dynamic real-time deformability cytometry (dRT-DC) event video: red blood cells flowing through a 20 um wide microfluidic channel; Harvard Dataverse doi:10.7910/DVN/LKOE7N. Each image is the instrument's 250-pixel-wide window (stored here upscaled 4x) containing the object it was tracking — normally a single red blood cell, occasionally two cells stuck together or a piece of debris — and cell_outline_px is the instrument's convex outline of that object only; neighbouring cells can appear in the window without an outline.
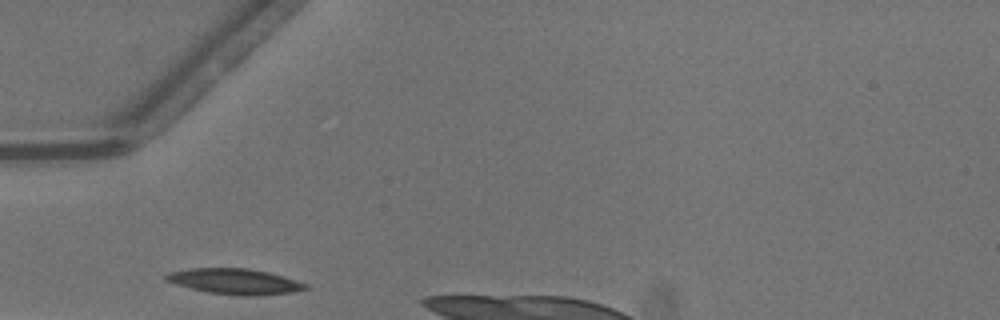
{"species": "common noctule bat (a hibernating species)", "species_latin": "Nyctalus noctula", "temperature_condition": "warm", "stored_images_in_passage": 7, "camera_frame_rate_fps": 3000, "um_per_image_px": 0.085, "animal": {"sex": "male", "body_mass_g": 13.3}, "frame": {"image": 1, "passage_image": 1, "time_ms": 0.0, "image_size_px": [1000, 320], "cell_outline_px": [[308, 288], [288, 292], [244, 296], [240, 296], [208, 292], [176, 284], [164, 280], [164, 276], [168, 272], [192, 268], [248, 268], [268, 272], [304, 284]], "centroid_in_image_um": [19.83, 23.91], "position_along_channel_um": 65.2, "area_um2": 20.17}}
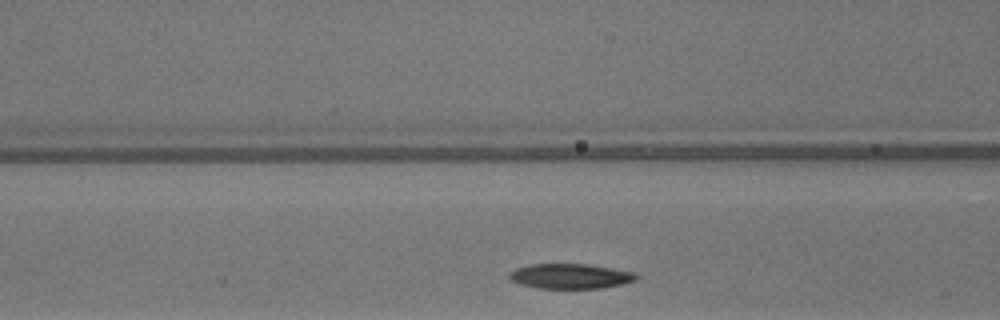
{"frame": {"image": 2, "passage_image": 5, "time_ms": 1.333, "image_size_px": [1000, 320], "cell_outline_px": [[640, 276], [636, 280], [620, 284], [600, 288], [540, 288], [520, 284], [508, 280], [508, 272], [516, 268], [528, 264], [584, 264], [632, 272]], "centroid_in_image_um": [48.39, 23.47], "position_along_channel_um": 118.2, "area_um2": 18.32}}